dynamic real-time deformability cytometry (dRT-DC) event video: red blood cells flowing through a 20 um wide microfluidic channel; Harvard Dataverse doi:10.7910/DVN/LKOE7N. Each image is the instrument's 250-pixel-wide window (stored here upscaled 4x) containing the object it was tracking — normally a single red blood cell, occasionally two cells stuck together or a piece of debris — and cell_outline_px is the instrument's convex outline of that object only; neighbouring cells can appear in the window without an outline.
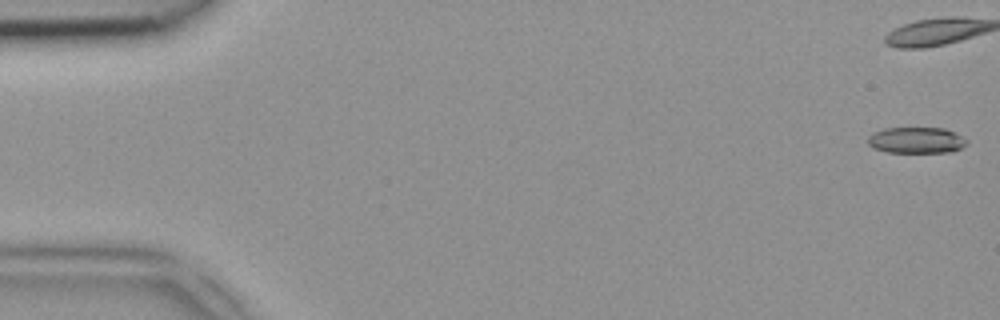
{"species": "common noctule bat (a hibernating species)", "species_latin": "Nyctalus noctula", "temperature_condition": "room temperature", "stored_images_in_passage": 49, "camera_frame_rate_fps": 3000, "um_per_image_px": 0.085, "animal": {"sex": "female", "body_mass_g": 18.4}, "frame": {"image": 1, "passage_image": 1, "time_ms": 0.0, "image_size_px": [1000, 320], "cell_outline_px": [[968, 144], [952, 152], [888, 152], [872, 148], [868, 144], [868, 136], [872, 132], [884, 128], [944, 128], [956, 132], [968, 140]], "centroid_in_image_um": [77.89, 11.91], "position_along_channel_um": 7.1, "area_um2": 15.26}}
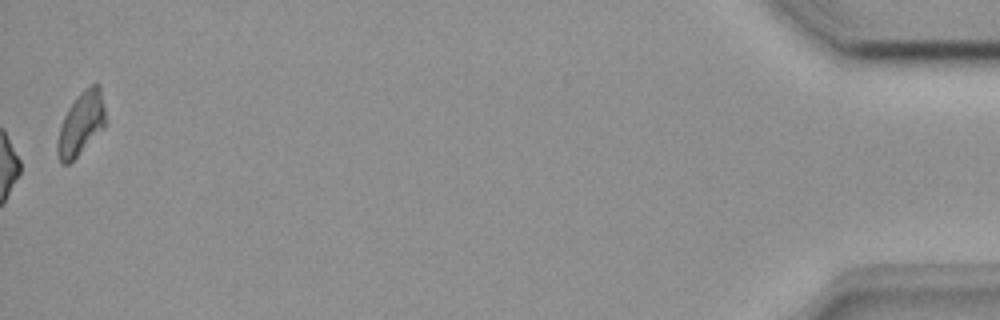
{"frame": {"image": 2, "passage_image": 49, "time_ms": 16.0, "image_size_px": [1000, 320], "cell_outline_px": [[108, 120], [104, 128], [68, 164], [60, 164], [56, 152], [56, 140], [60, 124], [68, 108], [80, 92], [84, 88], [92, 84], [100, 84]], "centroid_in_image_um": [6.9, 10.49], "position_along_channel_um": 428.3, "area_um2": 18.09}}